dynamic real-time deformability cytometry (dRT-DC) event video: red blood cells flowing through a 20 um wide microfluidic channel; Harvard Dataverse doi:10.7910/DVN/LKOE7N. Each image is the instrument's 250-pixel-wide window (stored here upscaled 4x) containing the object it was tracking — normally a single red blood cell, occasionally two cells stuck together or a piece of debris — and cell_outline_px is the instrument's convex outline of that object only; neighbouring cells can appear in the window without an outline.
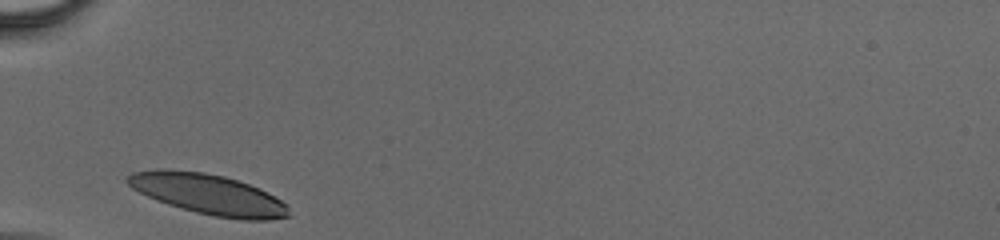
{"species": "human", "species_latin": "Homo sapiens", "temperature_condition": "cold", "stored_images_in_passage": 24, "camera_frame_rate_fps": 3000, "um_per_image_px": 0.085, "donor": {"sex": "male"}, "frame": {"image": 1, "passage_image": 1, "time_ms": 0.0, "image_size_px": [1000, 240], "cell_outline_px": [[292, 216], [268, 220], [240, 220], [216, 216], [196, 212], [168, 204], [156, 200], [132, 188], [124, 180], [132, 172], [160, 168], [204, 172], [224, 176], [260, 188], [268, 192], [288, 204]], "centroid_in_image_um": [17.74, 16.51], "position_along_channel_um": 67.3, "area_um2": 38.15}}
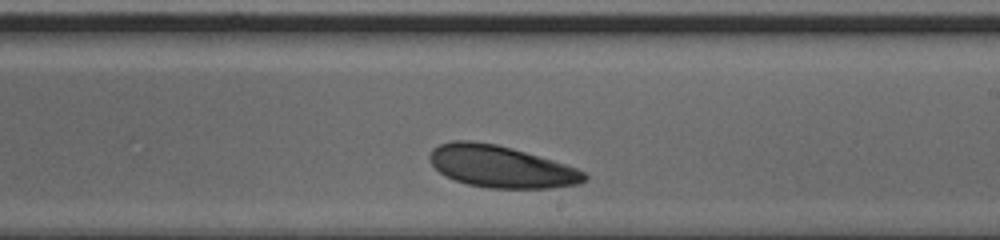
{"frame": {"image": 2, "passage_image": 14, "time_ms": 4.333, "image_size_px": [1000, 240], "cell_outline_px": [[588, 180], [580, 184], [548, 188], [488, 188], [468, 184], [444, 176], [428, 160], [428, 156], [432, 148], [440, 144], [452, 140], [472, 140], [496, 144], [512, 148], [552, 160], [576, 168], [584, 172], [588, 176]], "centroid_in_image_um": [42.56, 14.16], "position_along_channel_um": 246.4, "area_um2": 37.86}}
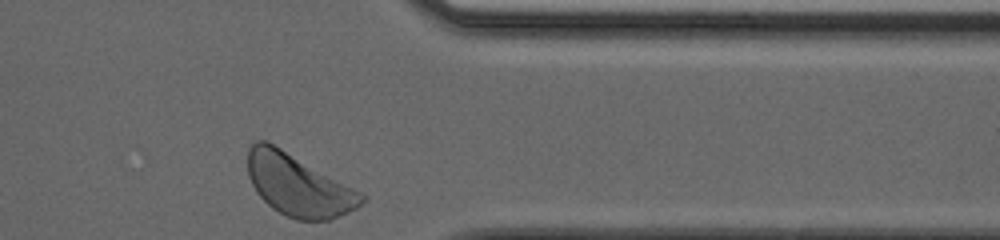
{"frame": {"image": 3, "passage_image": 24, "time_ms": 7.667, "image_size_px": [1000, 240], "cell_outline_px": [[368, 196], [356, 208], [340, 216], [328, 220], [296, 220], [272, 208], [256, 192], [248, 176], [248, 148], [256, 140], [264, 140], [280, 148]], "centroid_in_image_um": [25.34, 15.75], "position_along_channel_um": 386.1, "area_um2": 40.23}}